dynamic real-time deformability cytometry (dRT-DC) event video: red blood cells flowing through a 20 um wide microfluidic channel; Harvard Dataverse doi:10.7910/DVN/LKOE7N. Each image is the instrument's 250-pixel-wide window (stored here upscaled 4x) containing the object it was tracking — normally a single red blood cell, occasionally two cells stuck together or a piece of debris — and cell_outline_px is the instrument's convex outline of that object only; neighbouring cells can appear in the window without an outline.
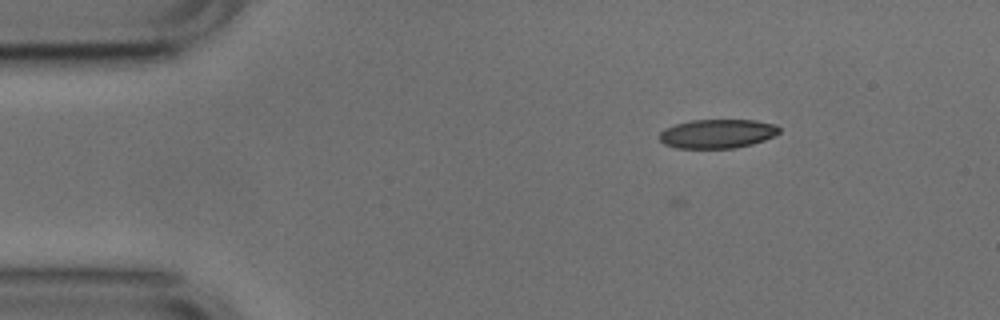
{"species": "common noctule bat (a hibernating species)", "species_latin": "Nyctalus noctula", "temperature_condition": "cold", "stored_images_in_passage": 3, "camera_frame_rate_fps": 3000, "um_per_image_px": 0.085, "animal": {"sex": "male", "body_mass_g": 17.9, "forearm_length_mm": 54.2}, "frame": {"image": 1, "passage_image": 3, "time_ms": 0.667, "image_size_px": [1000, 320], "cell_outline_px": [[780, 132], [764, 140], [752, 144], [736, 148], [676, 148], [664, 144], [660, 140], [660, 132], [664, 128], [676, 124], [692, 120], [756, 120], [776, 124], [780, 128]], "centroid_in_image_um": [60.98, 11.36], "position_along_channel_um": 24.0, "area_um2": 20.29}}